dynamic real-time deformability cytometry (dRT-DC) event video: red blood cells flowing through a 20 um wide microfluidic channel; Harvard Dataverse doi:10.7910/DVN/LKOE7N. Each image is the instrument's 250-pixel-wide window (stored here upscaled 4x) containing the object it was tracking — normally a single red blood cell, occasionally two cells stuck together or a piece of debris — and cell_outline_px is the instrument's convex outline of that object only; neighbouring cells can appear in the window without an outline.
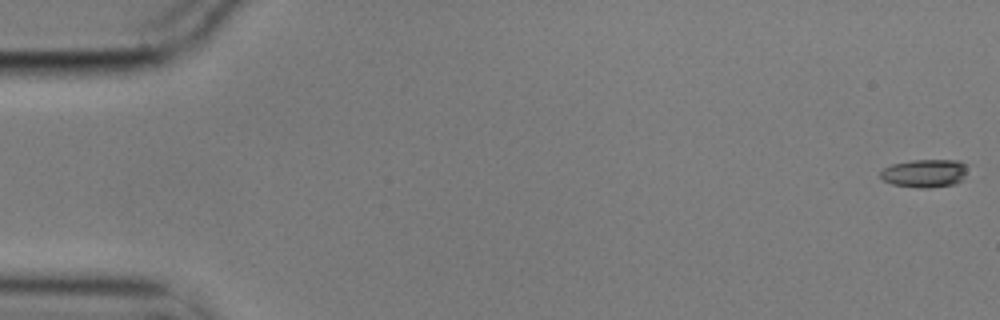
{"species": "common noctule bat (a hibernating species)", "species_latin": "Nyctalus noctula", "temperature_condition": "cold", "stored_images_in_passage": 5, "camera_frame_rate_fps": 3000, "um_per_image_px": 0.085, "animal": {"sex": "male", "body_mass_g": 17.9}, "frame": {"image": 1, "passage_image": 1, "time_ms": 0.0, "image_size_px": [1000, 320], "cell_outline_px": [[968, 164], [964, 180], [956, 184], [928, 188], [916, 188], [892, 184], [884, 180], [880, 176], [880, 172], [884, 168], [892, 164], [912, 160], [960, 160]], "centroid_in_image_um": [78.65, 14.73], "position_along_channel_um": 6.3, "area_um2": 14.57}}
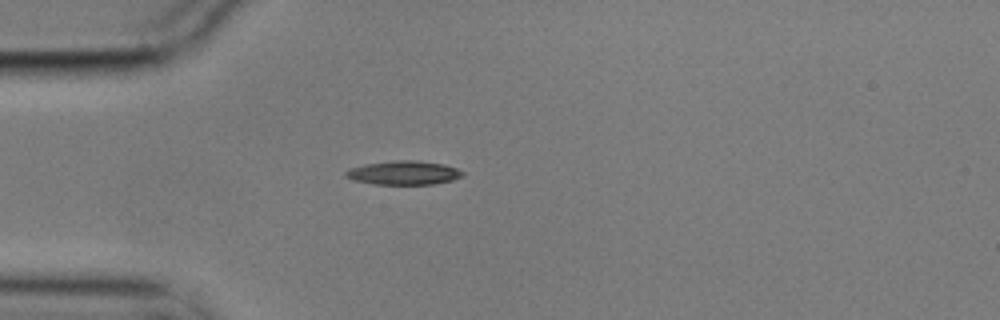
{"frame": {"image": 2, "passage_image": 5, "time_ms": 1.333, "image_size_px": [1000, 320], "cell_outline_px": [[464, 176], [452, 180], [432, 184], [372, 184], [352, 180], [344, 176], [344, 172], [348, 168], [364, 164], [396, 160], [412, 160], [444, 164], [456, 168], [464, 172]], "centroid_in_image_um": [34.27, 14.69], "position_along_channel_um": 50.7, "area_um2": 16.36}}